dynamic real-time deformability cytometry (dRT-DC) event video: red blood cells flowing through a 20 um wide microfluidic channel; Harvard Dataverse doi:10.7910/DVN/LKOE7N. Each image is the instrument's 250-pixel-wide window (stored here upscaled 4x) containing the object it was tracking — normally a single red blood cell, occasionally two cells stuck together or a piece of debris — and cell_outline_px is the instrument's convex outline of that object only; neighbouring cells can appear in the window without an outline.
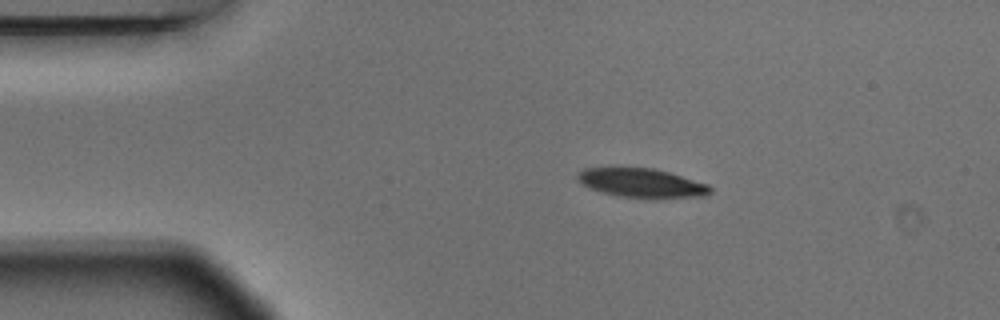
{"species": "Egyptian fruit bat (a non-hibernating species)", "species_latin": "Rousettus aegyptiacus", "temperature_condition": "warm", "stored_images_in_passage": 6, "camera_frame_rate_fps": 3000, "um_per_image_px": 0.085, "animal": {"sex": "male"}, "frame": {"image": 1, "passage_image": 2, "time_ms": 0.333, "image_size_px": [1000, 320], "cell_outline_px": [[712, 192], [704, 196], [656, 200], [616, 196], [588, 188], [576, 180], [576, 172], [584, 168], [656, 168], [708, 184], [712, 188]], "centroid_in_image_um": [54.55, 15.58], "position_along_channel_um": 30.5, "area_um2": 23.18}}
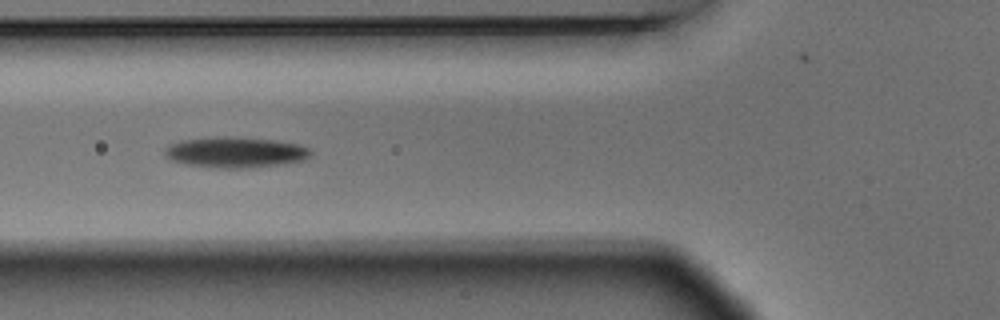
{"frame": {"image": 2, "passage_image": 5, "time_ms": 1.333, "image_size_px": [1000, 320], "cell_outline_px": [[312, 152], [304, 160], [248, 168], [216, 168], [184, 164], [172, 160], [164, 156], [164, 148], [180, 140], [220, 136], [228, 136], [276, 140], [300, 144], [308, 148]], "centroid_in_image_um": [19.97, 12.94], "position_along_channel_um": 105.8, "area_um2": 26.13}}
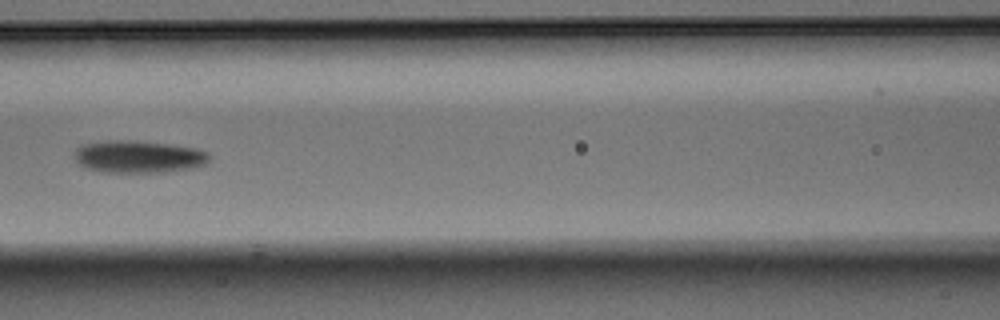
{"frame": {"image": 3, "passage_image": 6, "time_ms": 1.667, "image_size_px": [1000, 320], "cell_outline_px": [[212, 156], [204, 164], [196, 168], [164, 172], [104, 172], [84, 168], [76, 160], [76, 148], [80, 144], [108, 140], [128, 140], [168, 144], [196, 148], [208, 152]], "centroid_in_image_um": [11.79, 13.32], "position_along_channel_um": 154.8, "area_um2": 25.55}}